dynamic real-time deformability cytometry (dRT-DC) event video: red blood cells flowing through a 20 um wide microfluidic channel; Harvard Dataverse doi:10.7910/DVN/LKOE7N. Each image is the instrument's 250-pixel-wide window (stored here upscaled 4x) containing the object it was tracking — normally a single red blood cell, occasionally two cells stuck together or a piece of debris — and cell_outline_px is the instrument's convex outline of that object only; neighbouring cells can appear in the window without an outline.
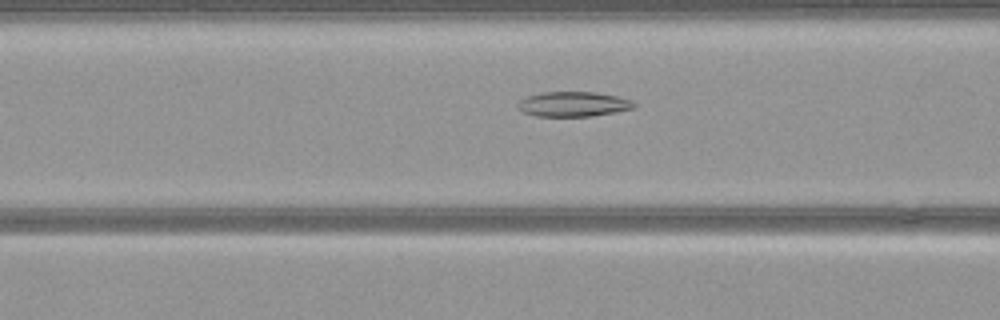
{"species": "common noctule bat (a hibernating species)", "species_latin": "Nyctalus noctula", "temperature_condition": "warm", "stored_images_in_passage": 46, "camera_frame_rate_fps": 3000, "um_per_image_px": 0.085, "animal": {"sex": "female", "body_mass_g": 21.9}, "frame": {"image": 1, "passage_image": 14, "time_ms": 4.333, "image_size_px": [1000, 320], "cell_outline_px": [[636, 108], [616, 112], [592, 116], [536, 116], [524, 112], [516, 108], [516, 104], [520, 100], [528, 96], [544, 92], [596, 92], [616, 96], [632, 100], [636, 104]], "centroid_in_image_um": [48.74, 8.85], "position_along_channel_um": 117.9, "area_um2": 16.94}}
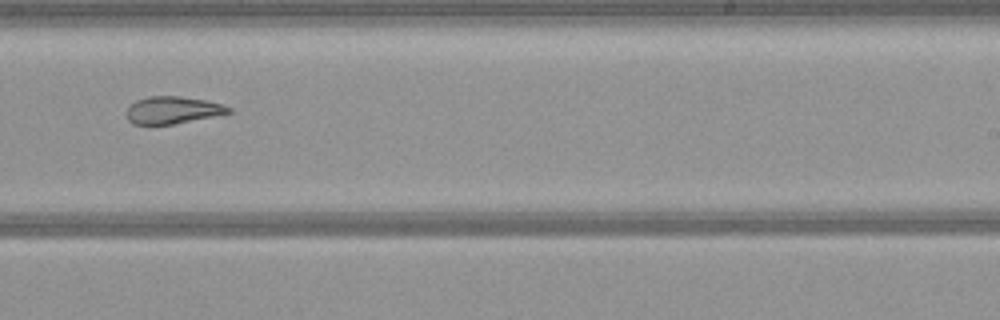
{"frame": {"image": 2, "passage_image": 26, "time_ms": 8.333, "image_size_px": [1000, 320], "cell_outline_px": [[232, 112], [172, 124], [132, 124], [128, 120], [124, 112], [136, 100], [148, 96], [180, 96], [204, 100], [220, 104], [232, 108]], "centroid_in_image_um": [14.62, 9.35], "position_along_channel_um": 274.4, "area_um2": 16.01}}
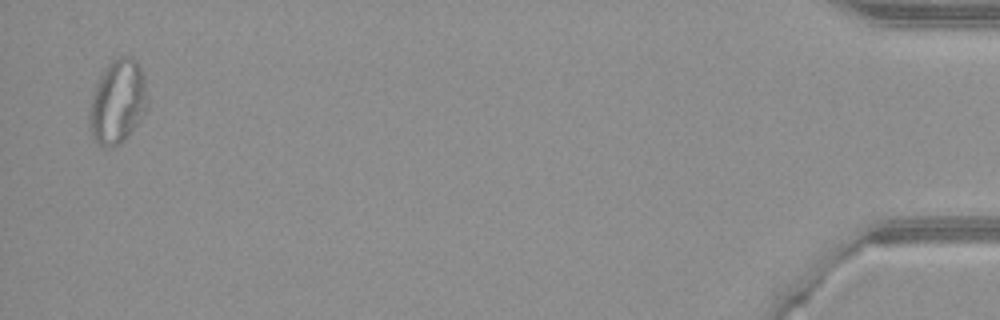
{"frame": {"image": 3, "passage_image": 45, "time_ms": 14.667, "image_size_px": [1000, 320], "cell_outline_px": [[148, 108], [140, 120], [124, 140], [116, 144], [100, 144], [92, 136], [88, 128], [88, 116], [92, 96], [96, 84], [104, 68], [108, 64], [120, 56], [128, 56], [136, 60], [140, 64], [144, 76], [148, 100]], "centroid_in_image_um": [10.01, 8.6], "position_along_channel_um": 425.2, "area_um2": 28.26}}